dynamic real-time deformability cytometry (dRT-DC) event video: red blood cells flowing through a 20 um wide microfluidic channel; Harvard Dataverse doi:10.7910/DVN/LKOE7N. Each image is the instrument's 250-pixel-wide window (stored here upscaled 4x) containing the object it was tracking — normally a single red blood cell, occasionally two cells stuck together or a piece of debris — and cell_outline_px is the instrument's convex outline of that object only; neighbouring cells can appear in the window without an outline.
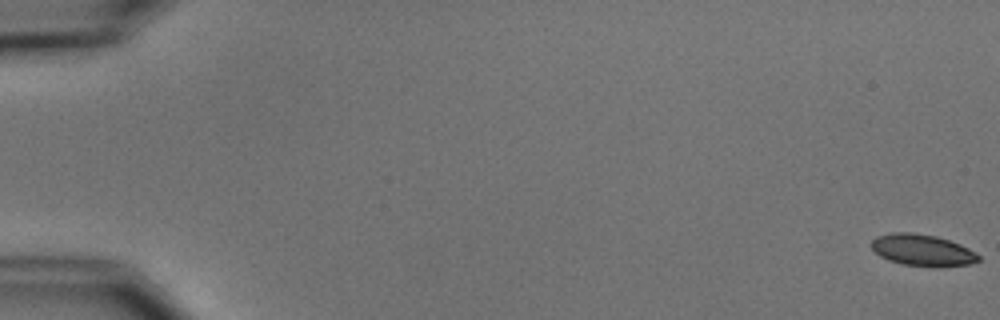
{"species": "common noctule bat (a hibernating species)", "species_latin": "Nyctalus noctula", "temperature_condition": "cold", "stored_images_in_passage": 5, "camera_frame_rate_fps": 3000, "um_per_image_px": 0.085, "animal": {"sex": "male", "body_mass_g": 15.6}, "frame": {"image": 1, "passage_image": 1, "time_ms": 0.0, "image_size_px": [1000, 320], "cell_outline_px": [[980, 260], [968, 264], [932, 268], [904, 264], [888, 260], [880, 256], [872, 248], [872, 240], [876, 236], [892, 232], [912, 232], [936, 236], [960, 244], [976, 252], [980, 256]], "centroid_in_image_um": [78.41, 21.27], "position_along_channel_um": 6.6, "area_um2": 19.83}}
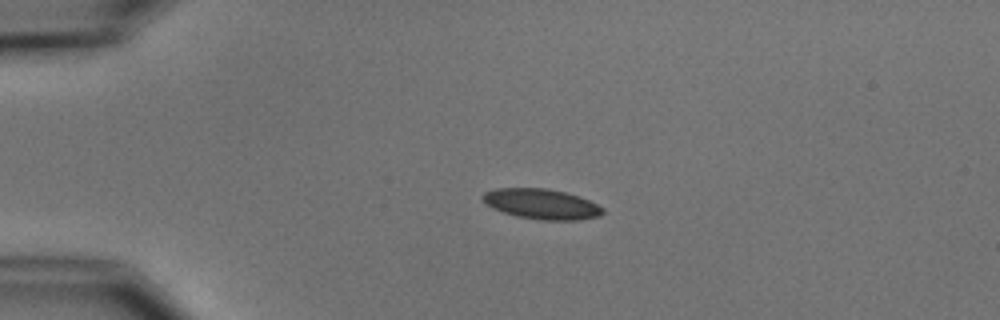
{"frame": {"image": 2, "passage_image": 4, "time_ms": 4.333, "image_size_px": [1000, 320], "cell_outline_px": [[604, 212], [600, 216], [576, 220], [540, 220], [516, 216], [492, 208], [480, 196], [484, 192], [496, 188], [548, 188], [564, 192], [588, 200], [604, 208]], "centroid_in_image_um": [46.02, 17.34], "position_along_channel_um": 39.0, "area_um2": 21.04}}